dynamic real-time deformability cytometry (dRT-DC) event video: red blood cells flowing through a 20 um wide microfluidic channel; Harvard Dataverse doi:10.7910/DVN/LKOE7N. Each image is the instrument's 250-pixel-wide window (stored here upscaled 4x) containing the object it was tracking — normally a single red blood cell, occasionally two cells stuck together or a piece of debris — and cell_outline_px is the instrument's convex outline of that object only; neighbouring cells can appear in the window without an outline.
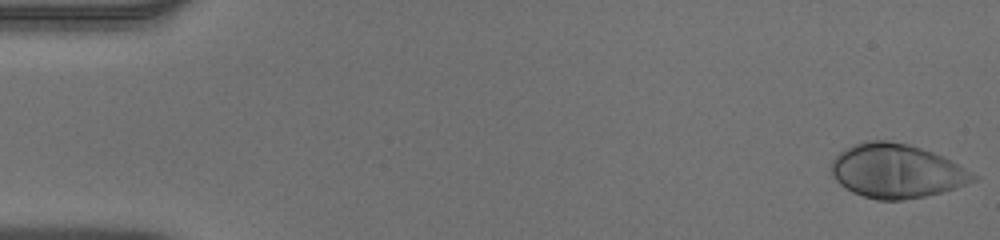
{"species": "human", "species_latin": "Homo sapiens", "temperature_condition": "warm", "stored_images_in_passage": 52, "camera_frame_rate_fps": 3000, "um_per_image_px": 0.085, "donor": {"sex": "male"}, "frame": {"image": 1, "passage_image": 1, "time_ms": 0.0, "image_size_px": [1000, 240], "cell_outline_px": [[980, 176], [976, 180], [956, 188], [924, 196], [904, 200], [876, 200], [852, 192], [844, 188], [832, 176], [832, 160], [844, 148], [852, 144], [868, 140], [888, 140], [908, 144], [932, 152]], "centroid_in_image_um": [76.17, 14.54], "position_along_channel_um": 8.8, "area_um2": 44.45}}
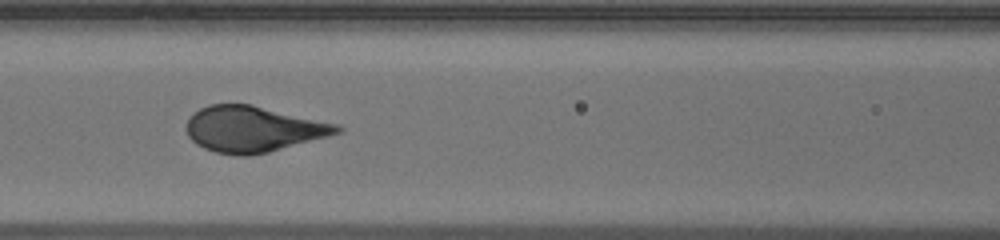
{"frame": {"image": 2, "passage_image": 23, "time_ms": 7.333, "image_size_px": [1000, 240], "cell_outline_px": [[344, 128], [340, 132], [328, 136], [268, 152], [248, 156], [236, 156], [216, 152], [204, 148], [196, 144], [188, 136], [188, 120], [200, 108], [208, 104], [252, 104], [336, 124]], "centroid_in_image_um": [21.51, 10.97], "position_along_channel_um": 145.1, "area_um2": 39.82}}
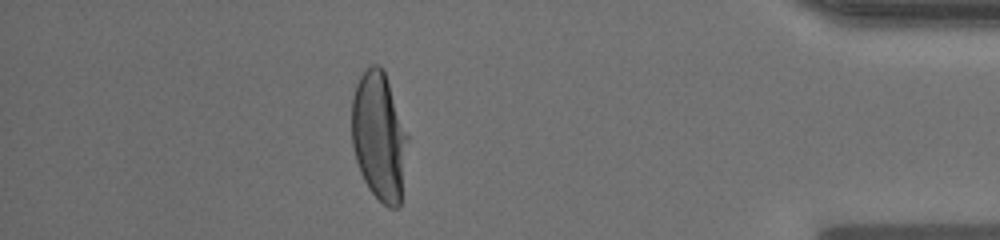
{"frame": {"image": 3, "passage_image": 46, "time_ms": 15.0, "image_size_px": [1000, 240], "cell_outline_px": [[408, 140], [400, 208], [388, 208], [368, 188], [360, 172], [356, 160], [352, 144], [352, 96], [356, 84], [360, 76], [372, 64], [380, 64], [384, 68], [408, 136]], "centroid_in_image_um": [32.22, 11.58], "position_along_channel_um": 403.0, "area_um2": 42.02}, "authors_computed_cell_mechanics": {"area_um2": 42.3674, "velocity_mm_per_s": 3.904, "shape_relaxation_time_tau1_ms": 2.942, "shape_relaxation_time_tau2_ms": null, "deformation_change_tau1": 0.2159, "deformation_change_tau2": null}}